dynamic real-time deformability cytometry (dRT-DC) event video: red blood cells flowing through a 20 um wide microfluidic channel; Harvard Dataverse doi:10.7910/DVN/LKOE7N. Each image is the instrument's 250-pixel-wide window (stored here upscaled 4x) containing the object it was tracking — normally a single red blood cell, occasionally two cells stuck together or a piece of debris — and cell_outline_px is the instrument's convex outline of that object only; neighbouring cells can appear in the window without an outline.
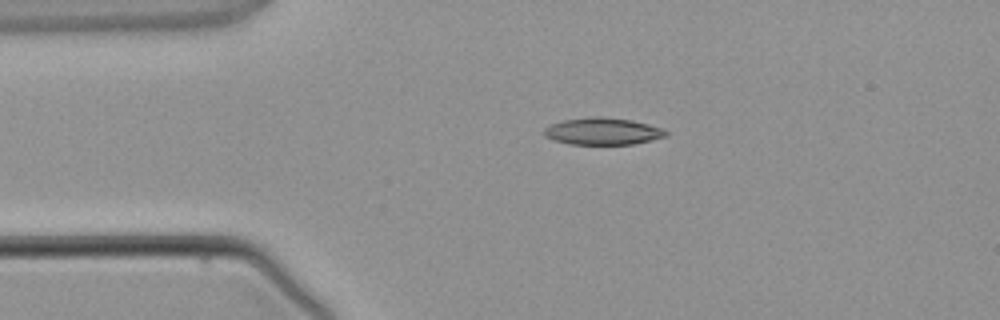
{"species": "common noctule bat (a hibernating species)", "species_latin": "Nyctalus noctula", "temperature_condition": "warm", "stored_images_in_passage": 4, "camera_frame_rate_fps": 3000, "um_per_image_px": 0.085, "animal": {"sex": "male", "body_mass_g": 21.5, "forearm_length_mm": 52.0}, "frame": {"image": 1, "passage_image": 2, "time_ms": 2.0, "image_size_px": [1000, 320], "cell_outline_px": [[668, 136], [632, 144], [568, 144], [552, 140], [544, 136], [544, 128], [548, 124], [564, 120], [588, 116], [600, 116], [632, 120], [648, 124], [660, 128], [668, 132]], "centroid_in_image_um": [51.17, 11.15], "position_along_channel_um": 33.8, "area_um2": 19.31}}
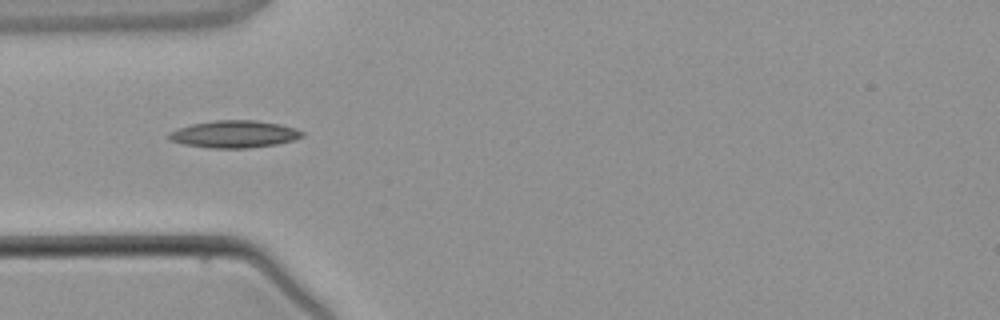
{"frame": {"image": 2, "passage_image": 3, "time_ms": 3.333, "image_size_px": [1000, 320], "cell_outline_px": [[304, 136], [292, 140], [276, 144], [248, 148], [212, 148], [184, 144], [168, 140], [164, 136], [168, 132], [176, 128], [192, 124], [216, 120], [256, 120], [280, 124], [304, 132]], "centroid_in_image_um": [19.84, 11.4], "position_along_channel_um": 65.2, "area_um2": 21.21}}
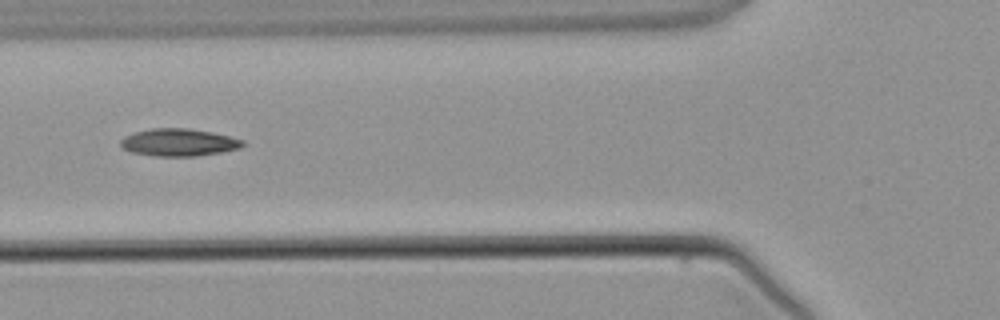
{"frame": {"image": 3, "passage_image": 4, "time_ms": 4.333, "image_size_px": [1000, 320], "cell_outline_px": [[244, 144], [240, 148], [220, 152], [196, 156], [152, 156], [132, 152], [124, 148], [120, 144], [120, 140], [124, 136], [136, 132], [152, 128], [188, 128], [212, 132], [244, 140]], "centroid_in_image_um": [15.19, 12.1], "position_along_channel_um": 110.6, "area_um2": 19.42}}